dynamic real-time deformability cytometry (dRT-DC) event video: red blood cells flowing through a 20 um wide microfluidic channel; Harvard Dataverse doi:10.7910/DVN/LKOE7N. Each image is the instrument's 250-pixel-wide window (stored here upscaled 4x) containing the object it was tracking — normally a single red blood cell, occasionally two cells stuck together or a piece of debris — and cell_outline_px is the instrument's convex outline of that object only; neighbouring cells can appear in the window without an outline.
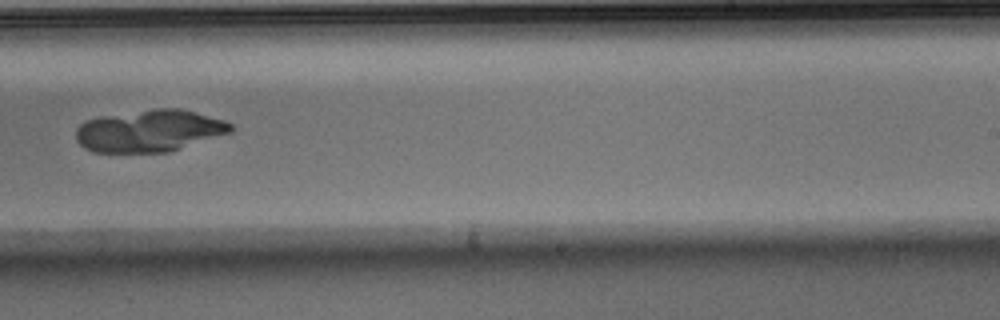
{"species": "Egyptian fruit bat (a non-hibernating species)", "species_latin": "Rousettus aegyptiacus", "temperature_condition": "warm", "stored_images_in_passage": 49, "camera_frame_rate_fps": 3000, "um_per_image_px": 0.085, "animal": {"sex": "male"}, "frame": {"image": 1, "passage_image": 31, "time_ms": 10.0, "image_size_px": [1000, 320], "cell_outline_px": [[236, 128], [232, 132], [168, 152], [92, 152], [84, 148], [76, 140], [76, 128], [84, 120], [100, 116], [156, 108], [180, 108], [224, 120], [232, 124]], "centroid_in_image_um": [12.69, 11.11], "position_along_channel_um": 276.3, "area_um2": 38.09}}
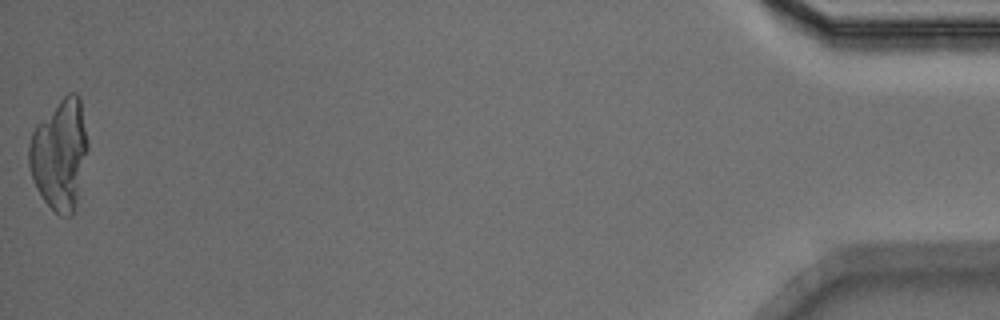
{"frame": {"image": 2, "passage_image": 49, "time_ms": 16.0, "image_size_px": [1000, 320], "cell_outline_px": [[88, 148], [76, 204], [72, 216], [60, 216], [44, 200], [36, 188], [28, 164], [28, 144], [32, 132], [36, 124], [68, 92], [76, 92], [80, 96], [88, 140]], "centroid_in_image_um": [5.07, 13.1], "position_along_channel_um": 430.1, "area_um2": 37.97}}